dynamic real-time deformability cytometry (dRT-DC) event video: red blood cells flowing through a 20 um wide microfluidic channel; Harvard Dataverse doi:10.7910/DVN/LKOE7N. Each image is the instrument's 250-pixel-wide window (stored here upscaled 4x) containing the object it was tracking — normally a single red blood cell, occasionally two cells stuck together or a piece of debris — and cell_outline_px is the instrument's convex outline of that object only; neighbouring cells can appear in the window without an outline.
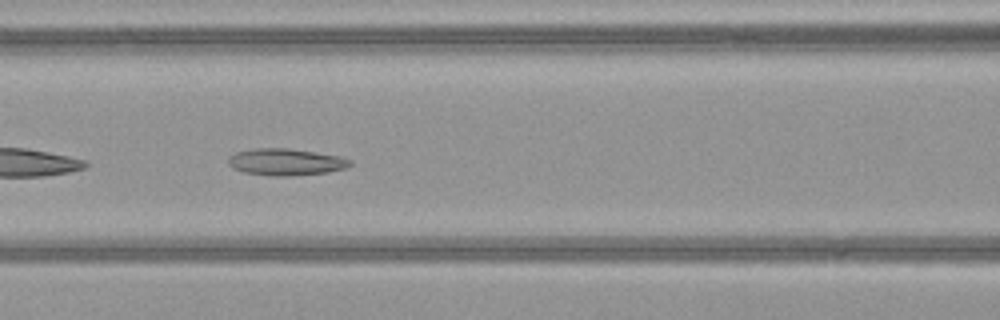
{"species": "common noctule bat (a hibernating species)", "species_latin": "Nyctalus noctula", "temperature_condition": "warm", "stored_images_in_passage": 49, "camera_frame_rate_fps": 3000, "um_per_image_px": 0.085, "animal": {"sex": "female", "body_mass_g": 21.9}, "frame": {"image": 1, "passage_image": 21, "time_ms": 6.667, "image_size_px": [1000, 320], "cell_outline_px": [[352, 164], [348, 168], [328, 172], [292, 176], [268, 176], [244, 172], [232, 168], [228, 164], [228, 156], [236, 152], [256, 148], [288, 148], [340, 156], [352, 160]], "centroid_in_image_um": [24.3, 13.77], "position_along_channel_um": 142.3, "area_um2": 19.25}}
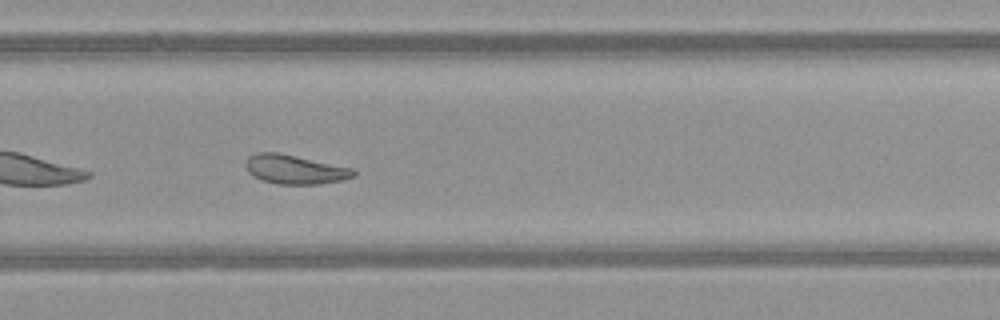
{"frame": {"image": 2, "passage_image": 33, "time_ms": 10.667, "image_size_px": [1000, 320], "cell_outline_px": [[356, 176], [340, 180], [316, 184], [276, 184], [260, 180], [252, 176], [248, 172], [244, 164], [248, 156], [256, 152], [280, 152], [352, 168], [356, 172]], "centroid_in_image_um": [25.0, 14.39], "position_along_channel_um": 304.8, "area_um2": 18.5}}
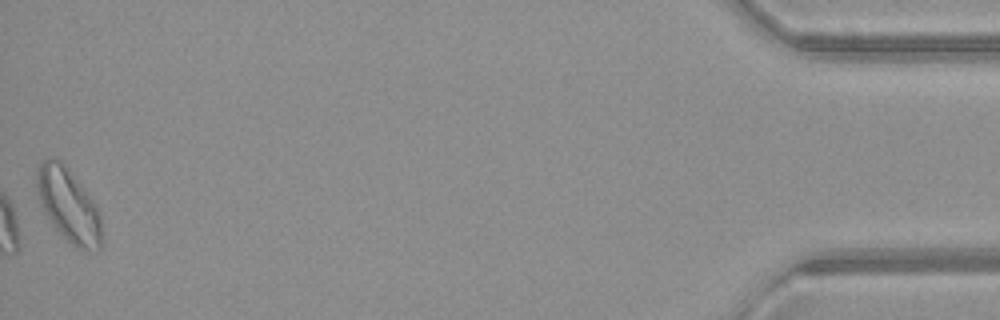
{"frame": {"image": 3, "passage_image": 49, "time_ms": 16.0, "image_size_px": [1000, 320], "cell_outline_px": [[104, 244], [100, 252], [88, 252], [76, 248], [56, 232], [44, 212], [40, 204], [36, 184], [36, 172], [40, 160], [48, 156], [56, 156], [68, 168], [96, 204], [100, 212]], "centroid_in_image_um": [5.85, 17.5], "position_along_channel_um": 429.4, "area_um2": 29.02}, "authors_computed_cell_mechanics": {"area_um2": 20.808, "velocity_mm_per_s": 4.0687, "shape_relaxation_time_tau1_ms": null, "shape_relaxation_time_tau2_ms": 3.2626, "deformation_change_tau1": null, "deformation_change_tau2": 0.1077}}